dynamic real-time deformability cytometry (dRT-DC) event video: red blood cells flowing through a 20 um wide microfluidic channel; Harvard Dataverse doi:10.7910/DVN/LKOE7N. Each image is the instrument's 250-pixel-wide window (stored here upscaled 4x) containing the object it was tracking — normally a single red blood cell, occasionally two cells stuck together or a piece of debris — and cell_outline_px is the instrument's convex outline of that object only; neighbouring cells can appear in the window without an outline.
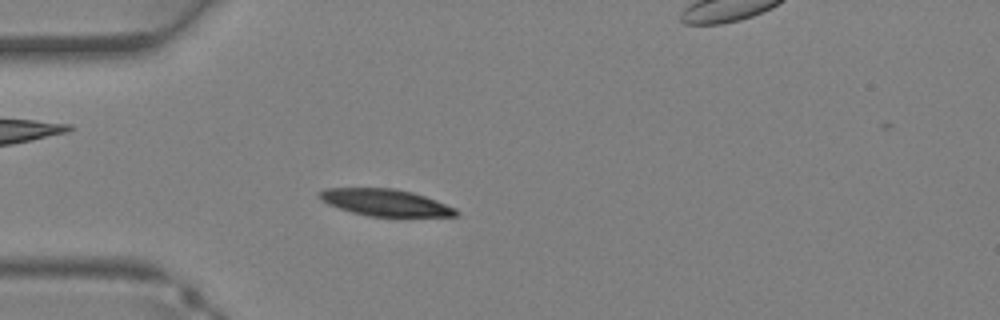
{"species": "Egyptian fruit bat (a non-hibernating species)", "species_latin": "Rousettus aegyptiacus", "temperature_condition": "warm", "stored_images_in_passage": 32, "camera_frame_rate_fps": 3000, "um_per_image_px": 0.085, "animal": {"sex": "female"}, "frame": {"image": 1, "passage_image": 2, "time_ms": 0.333, "image_size_px": [1000, 320], "cell_outline_px": [[460, 212], [456, 216], [368, 216], [352, 212], [328, 204], [320, 200], [316, 192], [324, 188], [392, 188], [412, 192], [436, 200], [456, 208]], "centroid_in_image_um": [32.72, 17.21], "position_along_channel_um": 52.3, "area_um2": 21.33}}
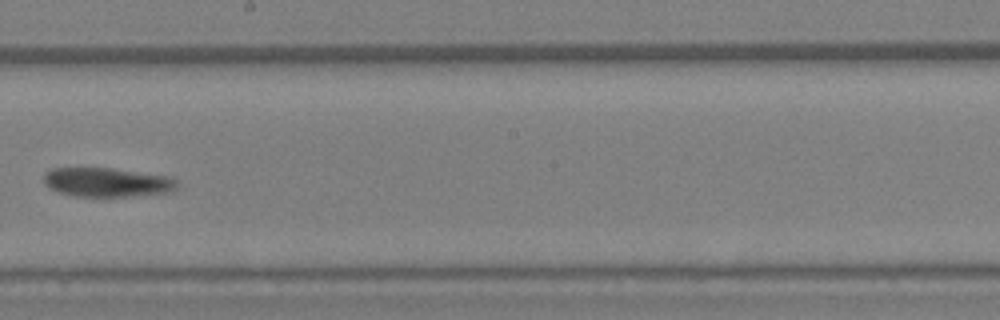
{"frame": {"image": 2, "passage_image": 14, "time_ms": 4.333, "image_size_px": [1000, 320], "cell_outline_px": [[180, 184], [176, 188], [168, 192], [128, 196], [72, 196], [48, 188], [44, 184], [44, 172], [52, 168], [112, 168], [168, 176], [176, 180]], "centroid_in_image_um": [9.06, 15.48], "position_along_channel_um": 239.1, "area_um2": 22.6}}
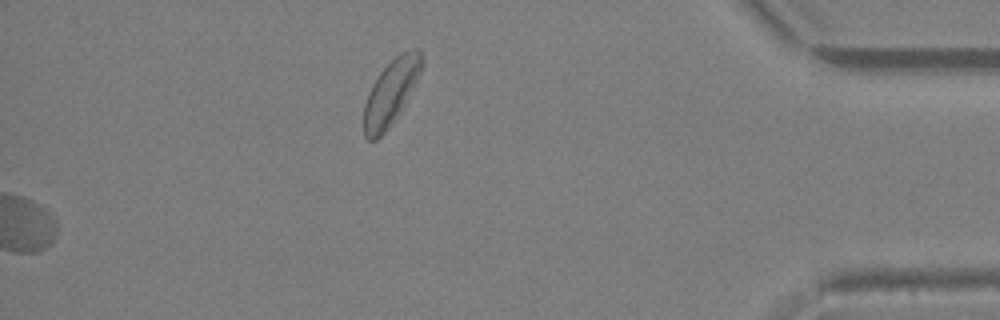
{"frame": {"image": 3, "passage_image": 32, "time_ms": 10.333, "image_size_px": [1000, 320], "cell_outline_px": [[424, 64], [420, 72], [396, 116], [388, 128], [376, 140], [368, 140], [364, 136], [364, 104], [368, 92], [372, 84], [380, 72], [400, 52], [412, 48], [420, 48], [424, 60]], "centroid_in_image_um": [33.21, 7.8], "position_along_channel_um": 402.0, "area_um2": 21.5}}